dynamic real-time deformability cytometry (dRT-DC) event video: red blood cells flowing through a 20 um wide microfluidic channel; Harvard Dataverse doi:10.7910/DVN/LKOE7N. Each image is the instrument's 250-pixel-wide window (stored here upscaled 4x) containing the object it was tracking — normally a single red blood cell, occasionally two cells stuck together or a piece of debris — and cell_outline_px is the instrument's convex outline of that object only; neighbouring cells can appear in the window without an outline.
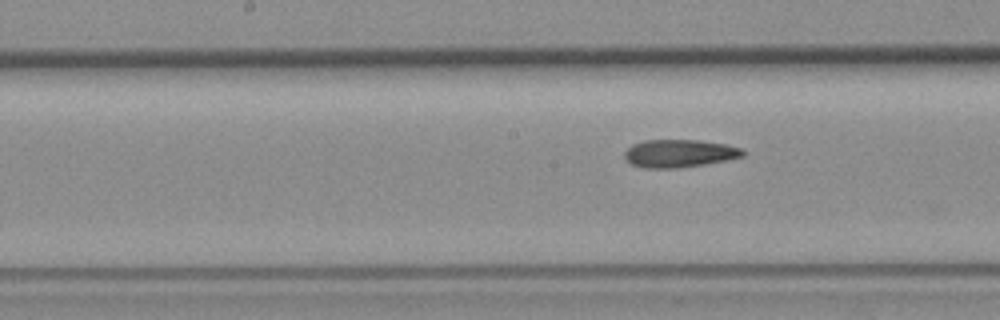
{"species": "common noctule bat (a hibernating species)", "species_latin": "Nyctalus noctula", "temperature_condition": "room temperature", "stored_images_in_passage": 5, "camera_frame_rate_fps": 3000, "um_per_image_px": 0.085, "animal": {"sex": "female", "body_mass_g": 19.3, "forearm_length_mm": 54.1}, "frame": {"image": 1, "passage_image": 5, "time_ms": 5.0, "image_size_px": [1000, 320], "cell_outline_px": [[744, 156], [704, 164], [676, 168], [644, 168], [632, 164], [624, 160], [624, 152], [632, 144], [644, 140], [700, 140], [728, 144], [744, 148]], "centroid_in_image_um": [57.73, 13.03], "position_along_channel_um": 190.5, "area_um2": 19.31}}